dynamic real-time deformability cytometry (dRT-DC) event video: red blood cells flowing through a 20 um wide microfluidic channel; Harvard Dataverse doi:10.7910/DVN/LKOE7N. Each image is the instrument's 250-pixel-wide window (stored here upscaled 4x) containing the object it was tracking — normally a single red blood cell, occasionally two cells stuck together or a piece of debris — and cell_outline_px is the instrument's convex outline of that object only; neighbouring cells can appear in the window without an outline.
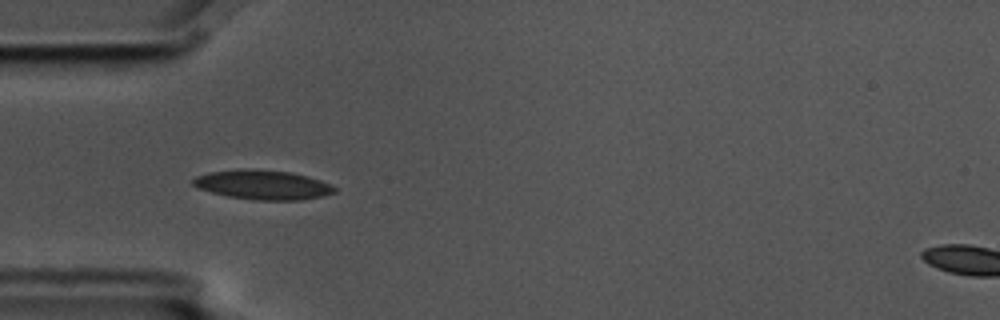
{"species": "common noctule bat (a hibernating species)", "species_latin": "Nyctalus noctula", "temperature_condition": "cold", "stored_images_in_passage": 4, "camera_frame_rate_fps": 3000, "um_per_image_px": 0.085, "animal": {"sex": "male", "body_mass_g": 17.5, "forearm_length_mm": 52.3}, "frame": {"image": 1, "passage_image": 3, "time_ms": 0.667, "image_size_px": [1000, 320], "cell_outline_px": [[336, 192], [324, 196], [300, 200], [256, 200], [228, 196], [196, 188], [192, 184], [192, 180], [196, 176], [208, 172], [240, 168], [256, 168], [292, 172], [308, 176], [332, 184], [336, 188]], "centroid_in_image_um": [22.34, 15.69], "position_along_channel_um": 62.7, "area_um2": 24.68}}